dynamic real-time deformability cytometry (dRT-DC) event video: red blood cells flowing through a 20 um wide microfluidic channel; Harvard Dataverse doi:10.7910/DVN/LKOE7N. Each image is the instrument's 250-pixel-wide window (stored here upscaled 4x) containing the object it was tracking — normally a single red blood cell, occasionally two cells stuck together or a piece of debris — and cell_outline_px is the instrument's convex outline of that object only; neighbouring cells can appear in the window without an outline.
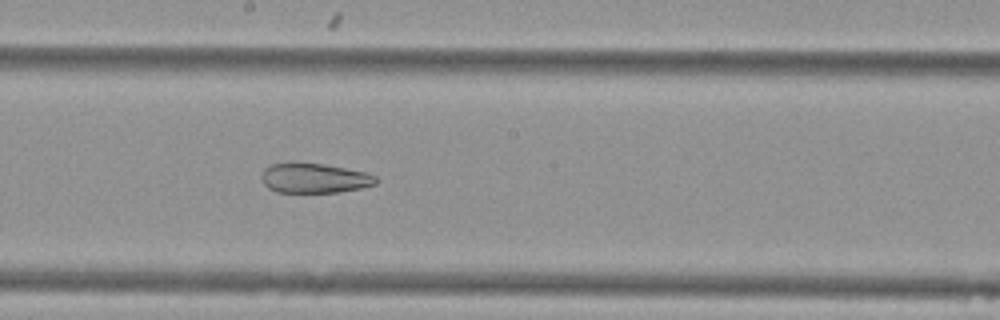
{"species": "Egyptian fruit bat (a non-hibernating species)", "species_latin": "Rousettus aegyptiacus", "temperature_condition": "cold", "stored_images_in_passage": 43, "camera_frame_rate_fps": 3000, "um_per_image_px": 0.085, "animal": {"sex": "female"}, "frame": {"image": 1, "passage_image": 19, "time_ms": 6.0, "image_size_px": [1000, 320], "cell_outline_px": [[380, 180], [376, 184], [360, 188], [340, 192], [276, 192], [268, 188], [264, 184], [260, 176], [264, 168], [272, 164], [288, 160], [292, 160], [324, 164], [368, 172], [376, 176]], "centroid_in_image_um": [26.7, 15.1], "position_along_channel_um": 221.5, "area_um2": 20.58}, "authors_computed_cell_mechanics": {"area_um2": 27.2238, "velocity_mm_per_s": 3.8, "shape_relaxation_time_tau1_ms": null, "shape_relaxation_time_tau2_ms": 3.5008, "deformation_change_tau1": null, "deformation_change_tau2": 0.1149}}